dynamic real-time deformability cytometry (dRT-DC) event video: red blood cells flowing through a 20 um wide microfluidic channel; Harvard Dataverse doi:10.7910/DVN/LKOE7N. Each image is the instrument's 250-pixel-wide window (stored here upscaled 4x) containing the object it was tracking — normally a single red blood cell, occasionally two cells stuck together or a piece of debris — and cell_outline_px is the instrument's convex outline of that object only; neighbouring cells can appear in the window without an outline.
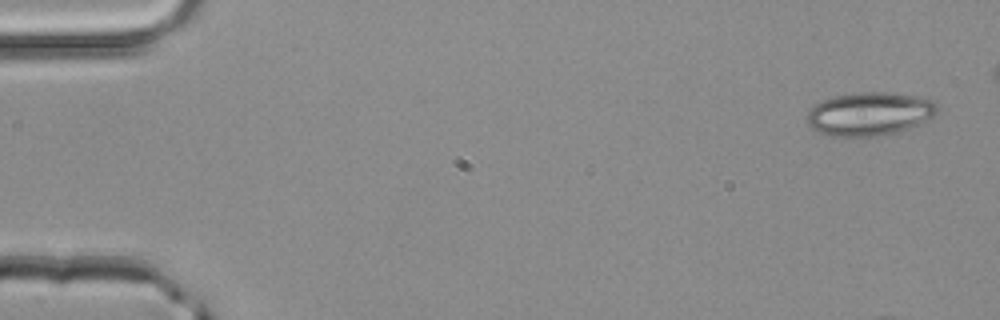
{"species": "common noctule bat (a hibernating species)", "species_latin": "Nyctalus noctula", "temperature_condition": "room temperature", "stored_images_in_passage": 10, "camera_frame_rate_fps": 3000, "um_per_image_px": 0.085, "animal": {"sex": "male", "body_mass_g": 20.4}, "frame": {"image": 1, "passage_image": 1, "time_ms": 0.0, "image_size_px": [1000, 320], "cell_outline_px": [[940, 108], [932, 116], [920, 124], [908, 128], [876, 136], [828, 136], [816, 132], [808, 124], [808, 112], [816, 104], [824, 100], [836, 96], [860, 92], [880, 92], [912, 96], [932, 100]], "centroid_in_image_um": [73.89, 9.69], "position_along_channel_um": 11.1, "area_um2": 32.37}}